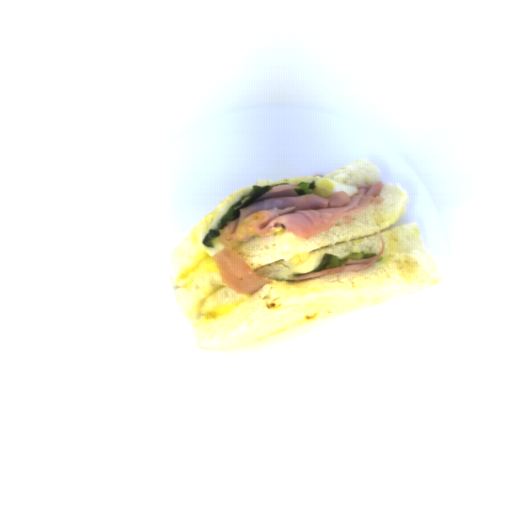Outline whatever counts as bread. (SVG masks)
<instances>
[{"mask_svg":"<svg viewBox=\"0 0 512 512\" xmlns=\"http://www.w3.org/2000/svg\"><path fill=\"white\" fill-rule=\"evenodd\" d=\"M382 184L378 193L382 202L368 205L349 223L336 220L308 239L276 227L231 246L256 275L270 281L253 294H240L222 283L212 258L223 250L220 236L213 238V248L203 244L210 229L250 194L253 185L236 191L199 221L171 258L177 268L174 295L190 318H198L195 328L205 331L201 348L224 352L248 347L290 327L439 284L436 267L423 251L417 223L394 226L407 210V192L398 182ZM377 231L385 251L370 268L308 281L288 280L312 271L326 252L339 259L354 252L378 254L382 244Z\"/></svg>","mask_w":512,"mask_h":512,"instance_id":"obj_1","label":"bread"},{"mask_svg":"<svg viewBox=\"0 0 512 512\" xmlns=\"http://www.w3.org/2000/svg\"><path fill=\"white\" fill-rule=\"evenodd\" d=\"M322 177L358 188L362 184H367L371 187L375 183L380 182L382 175L374 163L362 158Z\"/></svg>","mask_w":512,"mask_h":512,"instance_id":"obj_2","label":"bread"},{"mask_svg":"<svg viewBox=\"0 0 512 512\" xmlns=\"http://www.w3.org/2000/svg\"><path fill=\"white\" fill-rule=\"evenodd\" d=\"M320 179H322V178L319 176L318 177L309 176V177H300V178H290V179L275 181V182H266L263 180V181L256 182L254 185H257L258 187H264V186H267L270 184L283 183V182H287L288 185H298L301 182L310 184L312 181L317 182Z\"/></svg>","mask_w":512,"mask_h":512,"instance_id":"obj_3","label":"bread"}]
</instances>
